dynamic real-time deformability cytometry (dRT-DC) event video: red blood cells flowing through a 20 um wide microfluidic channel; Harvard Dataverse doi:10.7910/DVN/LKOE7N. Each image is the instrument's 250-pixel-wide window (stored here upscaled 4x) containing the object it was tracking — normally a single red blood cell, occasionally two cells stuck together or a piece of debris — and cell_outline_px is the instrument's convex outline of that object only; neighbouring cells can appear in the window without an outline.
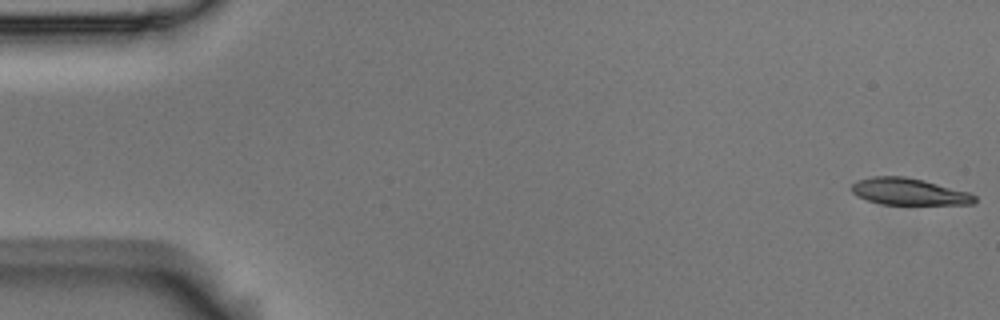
{"species": "Egyptian fruit bat (a non-hibernating species)", "species_latin": "Rousettus aegyptiacus", "temperature_condition": "room temperature", "stored_images_in_passage": 4, "camera_frame_rate_fps": 3000, "um_per_image_px": 0.085, "animal": {"sex": "male"}, "frame": {"image": 1, "passage_image": 1, "time_ms": 0.0, "image_size_px": [1000, 320], "cell_outline_px": [[976, 204], [880, 204], [856, 196], [852, 192], [852, 184], [860, 180], [872, 176], [904, 176], [924, 180], [972, 192], [976, 196]], "centroid_in_image_um": [77.31, 16.29], "position_along_channel_um": 7.7, "area_um2": 19.31}}